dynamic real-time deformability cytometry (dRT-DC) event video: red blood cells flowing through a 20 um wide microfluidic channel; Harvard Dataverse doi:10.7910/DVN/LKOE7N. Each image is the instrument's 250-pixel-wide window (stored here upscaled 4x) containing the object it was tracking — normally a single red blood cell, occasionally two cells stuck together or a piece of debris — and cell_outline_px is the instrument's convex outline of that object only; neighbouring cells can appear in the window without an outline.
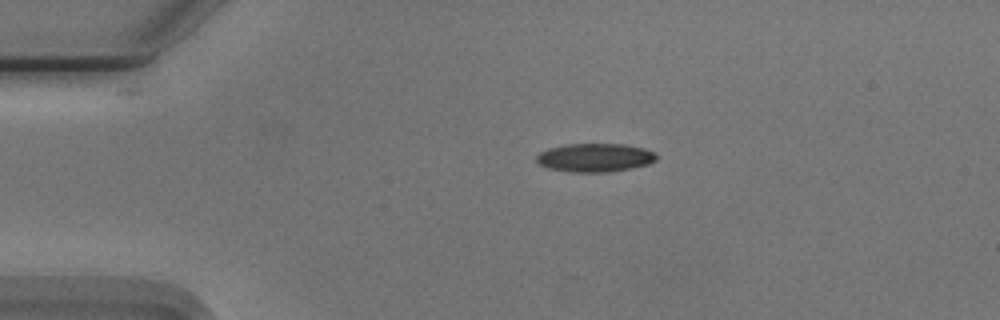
{"species": "Egyptian fruit bat (a non-hibernating species)", "species_latin": "Rousettus aegyptiacus", "temperature_condition": "cold", "stored_images_in_passage": 44, "camera_frame_rate_fps": 3000, "um_per_image_px": 0.085, "animal": {"sex": "male"}, "frame": {"image": 1, "passage_image": 1, "time_ms": 0.0, "image_size_px": [1000, 320], "cell_outline_px": [[656, 160], [648, 164], [632, 168], [608, 172], [572, 172], [548, 168], [540, 164], [536, 160], [536, 156], [540, 152], [548, 148], [564, 144], [624, 144], [644, 148], [652, 152], [656, 156]], "centroid_in_image_um": [50.55, 13.39], "position_along_channel_um": 34.5, "area_um2": 19.88}}
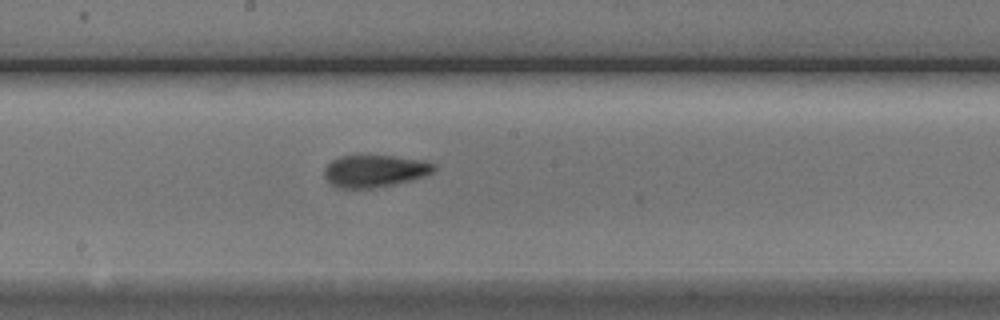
{"frame": {"image": 2, "passage_image": 19, "time_ms": 6.0, "image_size_px": [1000, 320], "cell_outline_px": [[436, 168], [432, 172], [424, 176], [376, 188], [336, 188], [324, 176], [324, 168], [332, 160], [340, 156], [392, 156], [420, 160], [436, 164]], "centroid_in_image_um": [31.82, 14.54], "position_along_channel_um": 216.4, "area_um2": 20.29}}
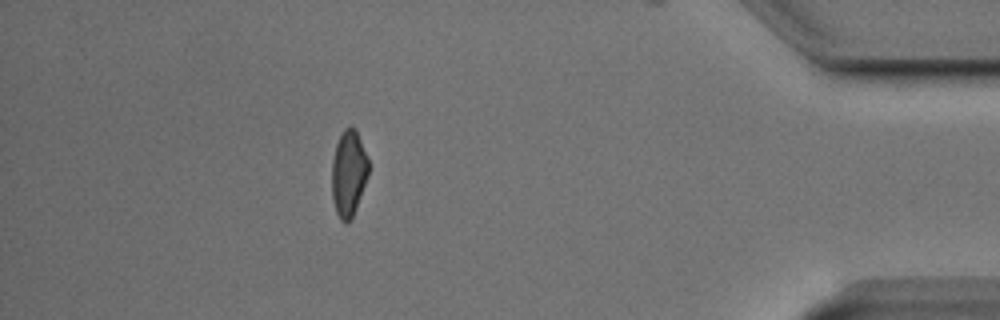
{"frame": {"image": 3, "passage_image": 38, "time_ms": 12.333, "image_size_px": [1000, 320], "cell_outline_px": [[368, 176], [352, 220], [348, 224], [344, 224], [340, 220], [336, 212], [332, 200], [332, 160], [336, 144], [340, 132], [348, 124], [356, 128], [368, 160]], "centroid_in_image_um": [29.62, 14.74], "position_along_channel_um": 405.6, "area_um2": 18.84}, "authors_computed_cell_mechanics": {"area_um2": 20.0277, "velocity_mm_per_s": 3.7472, "shape_relaxation_time_tau1_ms": 3.355, "shape_relaxation_time_tau2_ms": 1.9281, "deformation_change_tau1": 0.1266, "deformation_change_tau2": 0.0907}}